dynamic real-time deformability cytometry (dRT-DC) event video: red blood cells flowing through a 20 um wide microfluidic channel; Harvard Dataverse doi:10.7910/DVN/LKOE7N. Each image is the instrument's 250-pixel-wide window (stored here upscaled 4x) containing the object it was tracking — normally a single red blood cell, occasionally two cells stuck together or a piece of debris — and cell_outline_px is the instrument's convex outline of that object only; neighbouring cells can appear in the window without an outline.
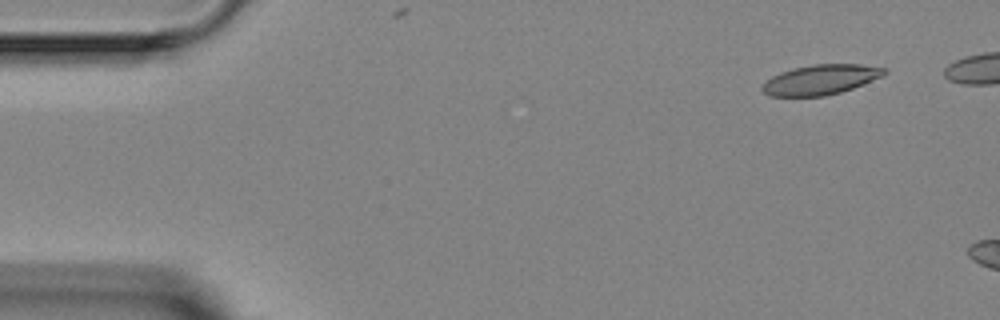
{"species": "Egyptian fruit bat (a non-hibernating species)", "species_latin": "Rousettus aegyptiacus", "temperature_condition": "room temperature", "stored_images_in_passage": 2, "camera_frame_rate_fps": 3000, "um_per_image_px": 0.085, "animal": {"sex": "female"}, "frame": {"image": 1, "passage_image": 2, "time_ms": 1.667, "image_size_px": [1000, 320], "cell_outline_px": [[888, 72], [884, 76], [852, 88], [840, 92], [824, 96], [768, 96], [760, 88], [760, 84], [772, 76], [780, 72], [792, 68], [812, 64], [860, 64], [888, 68]], "centroid_in_image_um": [69.74, 6.76], "position_along_channel_um": 15.3, "area_um2": 21.56}}